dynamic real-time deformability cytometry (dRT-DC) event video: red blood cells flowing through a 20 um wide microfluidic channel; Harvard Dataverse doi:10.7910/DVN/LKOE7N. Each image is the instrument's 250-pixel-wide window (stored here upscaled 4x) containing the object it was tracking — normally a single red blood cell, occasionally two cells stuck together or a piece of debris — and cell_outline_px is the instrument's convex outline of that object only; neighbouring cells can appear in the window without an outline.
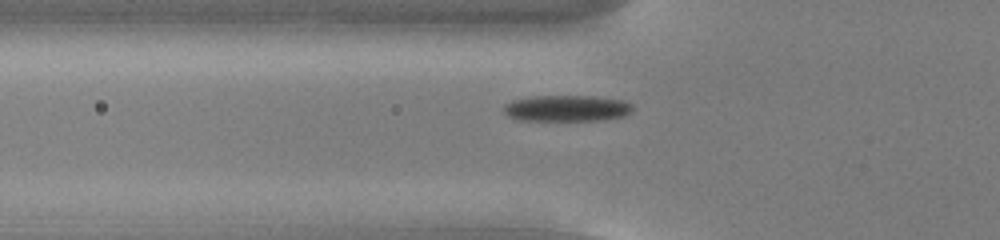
{"species": "common noctule bat (a hibernating species)", "species_latin": "Nyctalus noctula", "temperature_condition": "cold", "stored_images_in_passage": 52, "camera_frame_rate_fps": 3000, "um_per_image_px": 0.085, "animal": {"sex": "male", "body_mass_g": 13.0, "forearm_length_mm": 53.1}, "frame": {"image": 1, "passage_image": 17, "time_ms": 5.333, "image_size_px": [1000, 240], "cell_outline_px": [[632, 112], [624, 116], [604, 120], [516, 120], [508, 116], [504, 112], [504, 104], [512, 100], [532, 96], [592, 96], [624, 100], [632, 104]], "centroid_in_image_um": [48.17, 9.2], "position_along_channel_um": 77.6, "area_um2": 19.83}}
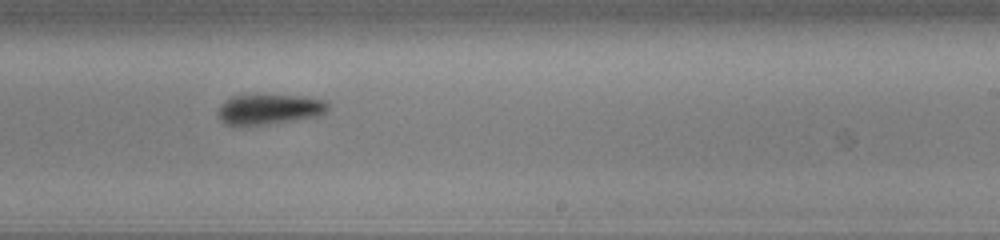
{"frame": {"image": 2, "passage_image": 32, "time_ms": 10.333, "image_size_px": [1000, 240], "cell_outline_px": [[328, 112], [320, 116], [268, 124], [240, 128], [224, 124], [216, 116], [216, 112], [220, 104], [232, 96], [300, 96], [324, 100], [328, 104]], "centroid_in_image_um": [22.81, 9.34], "position_along_channel_um": 266.2, "area_um2": 19.77}}
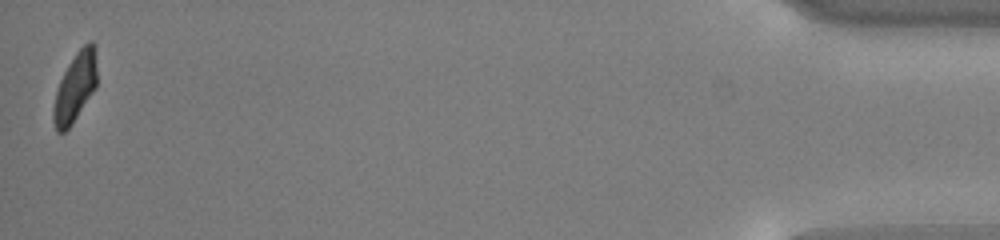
{"frame": {"image": 3, "passage_image": 52, "time_ms": 17.0, "image_size_px": [1000, 240], "cell_outline_px": [[96, 88], [72, 124], [64, 132], [56, 132], [52, 116], [52, 108], [56, 92], [60, 80], [68, 64], [76, 52], [88, 40], [92, 40], [96, 44]], "centroid_in_image_um": [6.39, 7.39], "position_along_channel_um": 428.8, "area_um2": 17.74}, "authors_computed_cell_mechanics": {"area_um2": 19.1029, "velocity_mm_per_s": 3.7691, "shape_relaxation_time_tau1_ms": 2.2178, "shape_relaxation_time_tau2_ms": 5.4758, "deformation_change_tau1": 0.106, "deformation_change_tau2": 0.128}}